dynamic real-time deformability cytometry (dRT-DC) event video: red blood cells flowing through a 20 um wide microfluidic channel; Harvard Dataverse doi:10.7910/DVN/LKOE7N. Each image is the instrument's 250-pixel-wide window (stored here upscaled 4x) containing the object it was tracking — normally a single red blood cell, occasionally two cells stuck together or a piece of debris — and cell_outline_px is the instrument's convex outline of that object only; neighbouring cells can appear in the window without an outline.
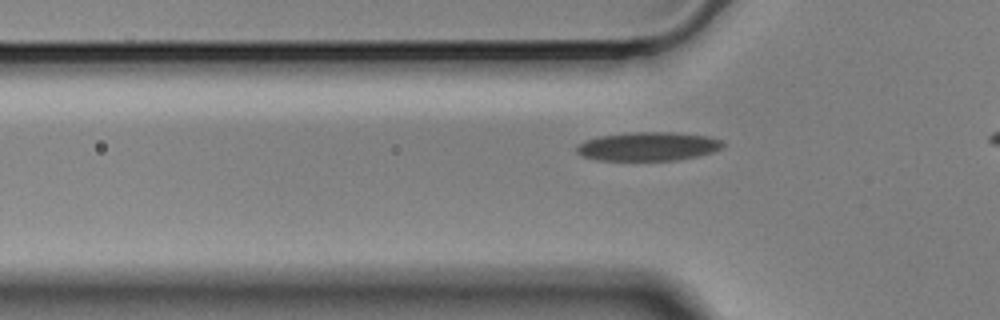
{"species": "Egyptian fruit bat (a non-hibernating species)", "species_latin": "Rousettus aegyptiacus", "temperature_condition": "cold", "stored_images_in_passage": 40, "camera_frame_rate_fps": 3000, "um_per_image_px": 0.085, "animal": {"sex": "male"}, "frame": {"image": 1, "passage_image": 11, "time_ms": 3.333, "image_size_px": [1000, 320], "cell_outline_px": [[724, 144], [720, 148], [712, 152], [696, 156], [676, 160], [596, 160], [580, 156], [576, 152], [576, 148], [584, 140], [600, 136], [632, 132], [676, 132], [708, 136], [720, 140]], "centroid_in_image_um": [55.05, 12.44], "position_along_channel_um": 70.8, "area_um2": 24.45}}
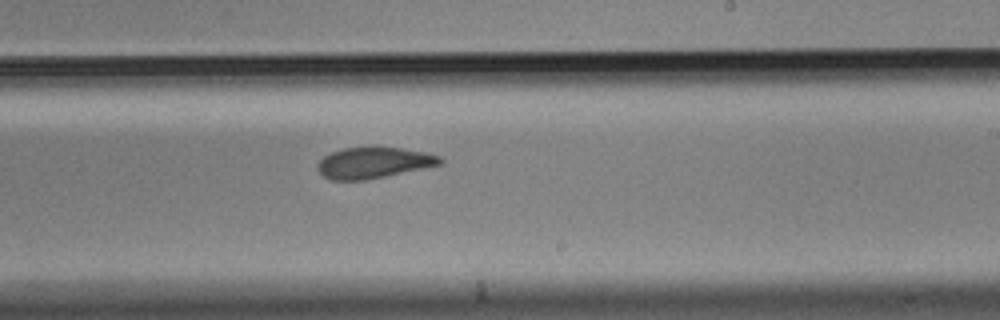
{"frame": {"image": 2, "passage_image": 27, "time_ms": 8.667, "image_size_px": [1000, 320], "cell_outline_px": [[444, 160], [440, 164], [368, 180], [332, 180], [324, 176], [316, 168], [316, 164], [324, 156], [332, 152], [344, 148], [368, 144], [376, 144], [424, 152], [440, 156]], "centroid_in_image_um": [31.72, 13.79], "position_along_channel_um": 257.3, "area_um2": 22.72}}
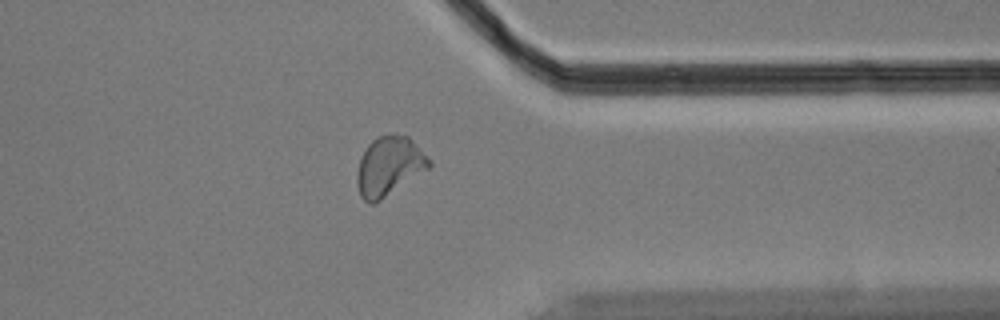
{"frame": {"image": 3, "passage_image": 38, "time_ms": 12.333, "image_size_px": [1000, 320], "cell_outline_px": [[432, 164], [428, 168], [380, 200], [372, 204], [368, 204], [360, 196], [356, 184], [356, 172], [360, 156], [368, 144], [372, 140], [380, 136], [408, 136], [432, 160]], "centroid_in_image_um": [33.04, 14.14], "position_along_channel_um": 378.4, "area_um2": 24.57}}